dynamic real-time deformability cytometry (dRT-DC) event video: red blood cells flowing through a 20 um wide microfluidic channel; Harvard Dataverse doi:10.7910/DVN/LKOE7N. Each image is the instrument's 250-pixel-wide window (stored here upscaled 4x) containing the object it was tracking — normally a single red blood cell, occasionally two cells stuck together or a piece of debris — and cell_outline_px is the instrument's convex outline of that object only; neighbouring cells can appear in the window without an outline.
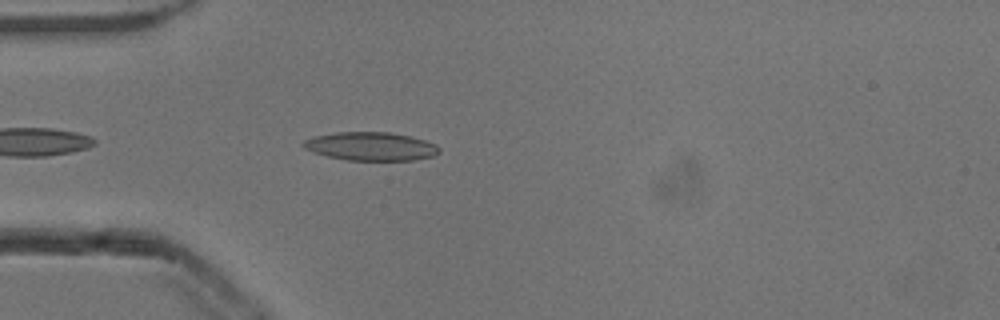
{"species": "common noctule bat (a hibernating species)", "species_latin": "Nyctalus noctula", "temperature_condition": "cold", "stored_images_in_passage": 20, "camera_frame_rate_fps": 3000, "um_per_image_px": 0.085, "animal": {"sex": "male", "body_mass_g": 13.3}, "frame": {"image": 1, "passage_image": 3, "time_ms": 0.667, "image_size_px": [1000, 320], "cell_outline_px": [[440, 152], [432, 156], [412, 160], [348, 160], [328, 156], [312, 152], [304, 148], [300, 144], [304, 140], [312, 136], [336, 132], [388, 132], [412, 136], [436, 144], [440, 148]], "centroid_in_image_um": [31.49, 12.43], "position_along_channel_um": 53.5, "area_um2": 22.6}}
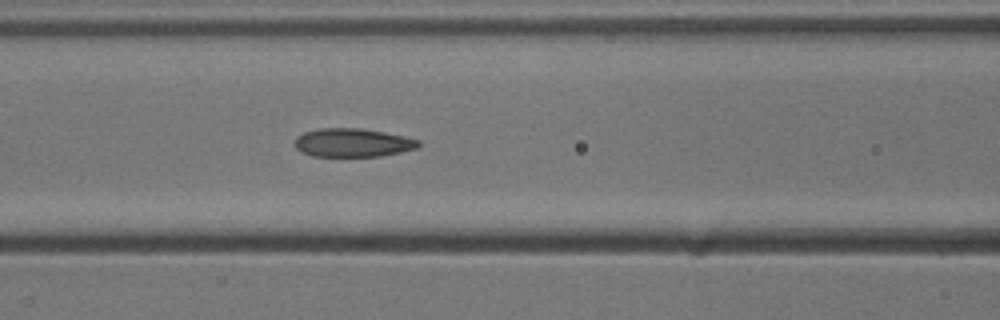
{"frame": {"image": 2, "passage_image": 10, "time_ms": 3.0, "image_size_px": [1000, 320], "cell_outline_px": [[420, 144], [416, 148], [400, 152], [380, 156], [312, 156], [300, 152], [296, 148], [296, 136], [304, 132], [320, 128], [360, 128], [384, 132], [404, 136], [420, 140]], "centroid_in_image_um": [29.96, 12.12], "position_along_channel_um": 136.6, "area_um2": 20.52}}
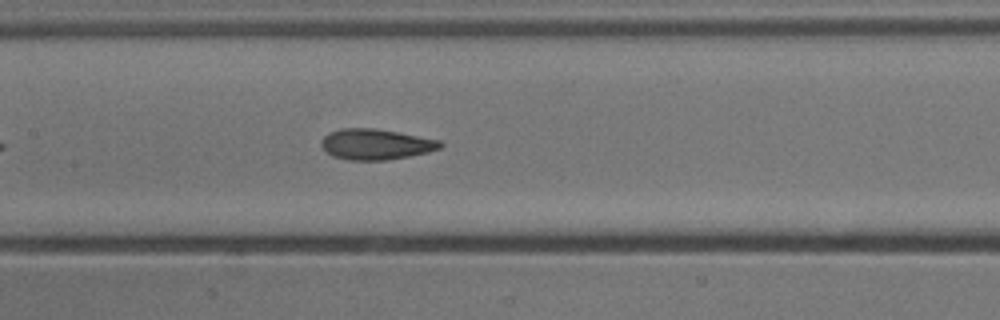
{"frame": {"image": 3, "passage_image": 13, "time_ms": 4.0, "image_size_px": [1000, 320], "cell_outline_px": [[444, 144], [440, 148], [428, 152], [388, 160], [348, 160], [332, 156], [320, 144], [324, 136], [340, 128], [376, 128], [440, 140]], "centroid_in_image_um": [31.95, 12.26], "position_along_channel_um": 175.4, "area_um2": 21.15}}